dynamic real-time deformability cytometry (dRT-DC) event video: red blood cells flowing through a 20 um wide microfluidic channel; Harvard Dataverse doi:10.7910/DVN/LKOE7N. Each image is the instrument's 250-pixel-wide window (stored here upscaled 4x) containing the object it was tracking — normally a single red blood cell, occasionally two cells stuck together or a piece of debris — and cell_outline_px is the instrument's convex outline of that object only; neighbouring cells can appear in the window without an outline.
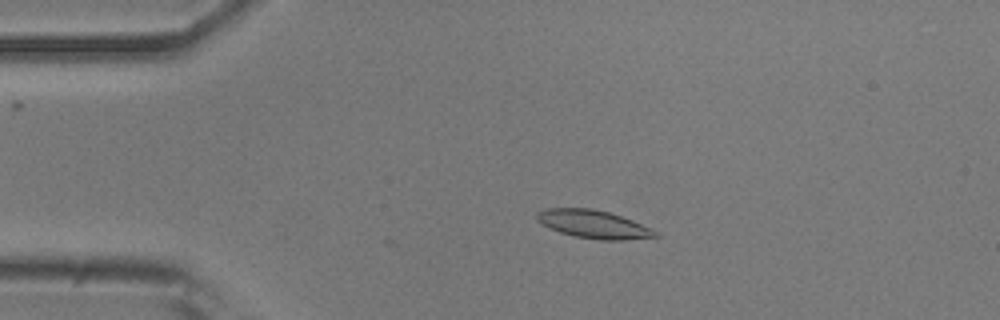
{"species": "common noctule bat (a hibernating species)", "species_latin": "Nyctalus noctula", "temperature_condition": "room temperature", "stored_images_in_passage": 18, "camera_frame_rate_fps": 3000, "um_per_image_px": 0.085, "animal": {"sex": "male", "body_mass_g": 20.5, "forearm_length_mm": 52.5}, "frame": {"image": 1, "passage_image": 10, "time_ms": 3.0, "image_size_px": [1000, 320], "cell_outline_px": [[660, 236], [624, 240], [600, 240], [576, 236], [560, 232], [536, 220], [536, 212], [544, 208], [592, 208], [608, 212], [632, 220], [652, 228], [660, 232]], "centroid_in_image_um": [50.48, 19.05], "position_along_channel_um": 34.5, "area_um2": 19.36}}
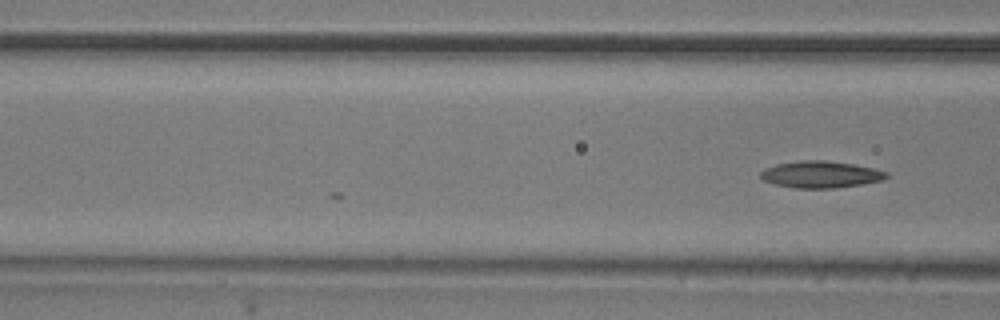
{"frame": {"image": 2, "passage_image": 18, "time_ms": 5.667, "image_size_px": [1000, 320], "cell_outline_px": [[888, 176], [884, 180], [836, 188], [796, 188], [776, 184], [764, 180], [760, 176], [760, 172], [776, 164], [800, 160], [824, 160], [852, 164], [872, 168], [888, 172]], "centroid_in_image_um": [69.77, 14.83], "position_along_channel_um": 96.8, "area_um2": 19.42}}